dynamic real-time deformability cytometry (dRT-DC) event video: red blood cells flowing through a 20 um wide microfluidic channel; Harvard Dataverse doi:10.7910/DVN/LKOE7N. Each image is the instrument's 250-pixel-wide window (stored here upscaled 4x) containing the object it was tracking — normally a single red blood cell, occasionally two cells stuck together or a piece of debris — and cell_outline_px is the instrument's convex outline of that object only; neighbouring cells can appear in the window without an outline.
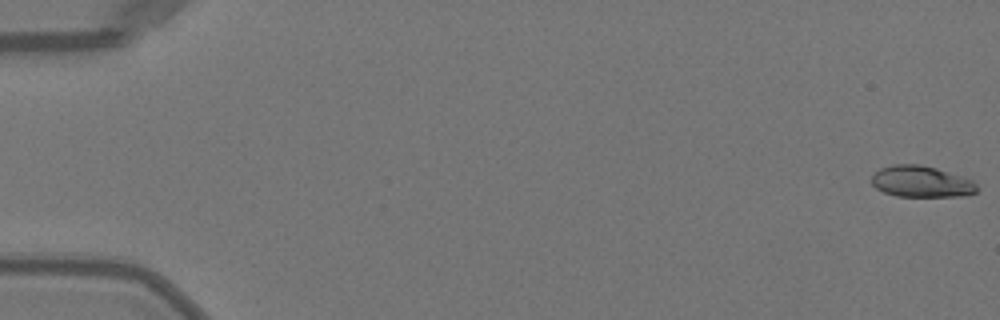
{"species": "Egyptian fruit bat (a non-hibernating species)", "species_latin": "Rousettus aegyptiacus", "temperature_condition": "warm", "stored_images_in_passage": 51, "camera_frame_rate_fps": 3000, "um_per_image_px": 0.085, "animal": {"sex": "female"}, "frame": {"image": 1, "passage_image": 1, "time_ms": 0.0, "image_size_px": [1000, 320], "cell_outline_px": [[976, 192], [964, 196], [896, 196], [884, 192], [876, 188], [872, 184], [872, 176], [880, 168], [892, 164], [920, 164], [936, 168], [972, 180], [976, 184]], "centroid_in_image_um": [78.28, 15.43], "position_along_channel_um": 6.7, "area_um2": 19.07}}
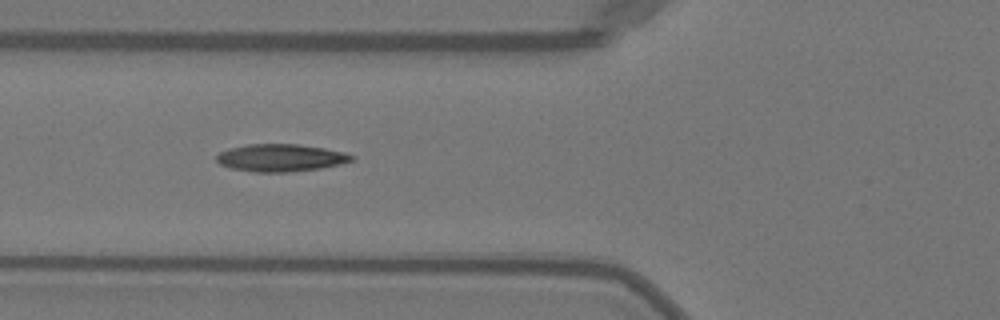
{"frame": {"image": 2, "passage_image": 20, "time_ms": 6.333, "image_size_px": [1000, 320], "cell_outline_px": [[356, 160], [340, 164], [320, 168], [288, 172], [256, 172], [232, 168], [220, 164], [216, 160], [216, 156], [220, 152], [228, 148], [248, 144], [300, 144], [324, 148], [344, 152], [356, 156]], "centroid_in_image_um": [23.89, 13.4], "position_along_channel_um": 101.9, "area_um2": 21.68}}
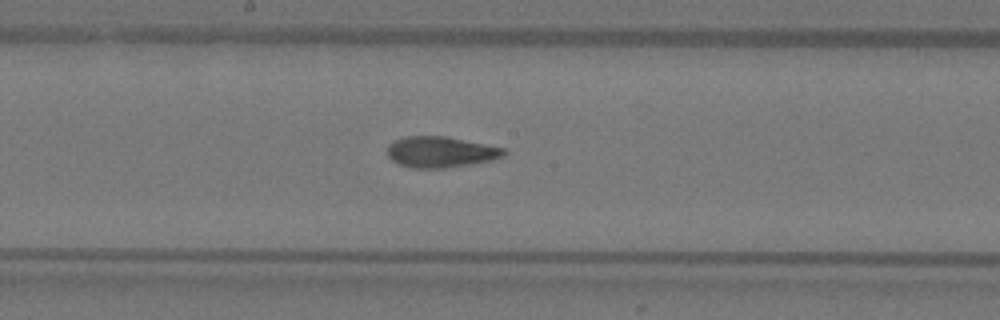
{"frame": {"image": 3, "passage_image": 28, "time_ms": 9.0, "image_size_px": [1000, 320], "cell_outline_px": [[508, 152], [504, 156], [492, 160], [472, 164], [444, 168], [412, 168], [400, 164], [392, 160], [388, 156], [388, 144], [404, 136], [444, 136], [504, 148]], "centroid_in_image_um": [37.46, 12.92], "position_along_channel_um": 210.7, "area_um2": 20.92}, "authors_computed_cell_mechanics": {"area_um2": 20.5768, "velocity_mm_per_s": 4.0562, "shape_relaxation_time_tau1_ms": 8.5185, "shape_relaxation_time_tau2_ms": 1.8249, "deformation_change_tau1": 0.2583, "deformation_change_tau2": 0.0811}}